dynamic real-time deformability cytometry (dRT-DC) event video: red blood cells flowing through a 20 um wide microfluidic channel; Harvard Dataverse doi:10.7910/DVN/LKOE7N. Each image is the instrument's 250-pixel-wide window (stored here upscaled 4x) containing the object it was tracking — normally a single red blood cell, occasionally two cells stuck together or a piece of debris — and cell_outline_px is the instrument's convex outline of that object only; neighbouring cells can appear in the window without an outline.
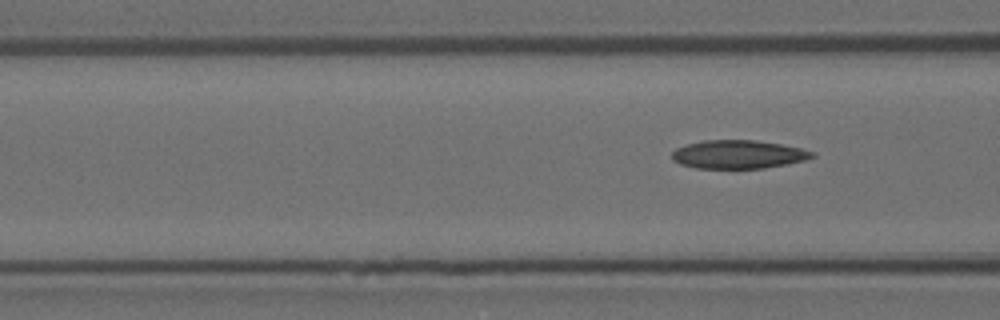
{"species": "Egyptian fruit bat (a non-hibernating species)", "species_latin": "Rousettus aegyptiacus", "temperature_condition": "room temperature", "stored_images_in_passage": 3, "segment_of_instrument_passage": [2, 2], "camera_frame_rate_fps": 3000, "um_per_image_px": 0.085, "animal": {"sex": "female"}, "frame": {"image": 1, "passage_image": 3, "time_ms": 0.667, "image_size_px": [1000, 320], "cell_outline_px": [[816, 156], [804, 160], [764, 168], [696, 168], [680, 164], [672, 160], [672, 152], [676, 148], [688, 144], [704, 140], [756, 140], [780, 144], [800, 148], [812, 152]], "centroid_in_image_um": [62.71, 13.12], "position_along_channel_um": 103.9, "area_um2": 23.0}}